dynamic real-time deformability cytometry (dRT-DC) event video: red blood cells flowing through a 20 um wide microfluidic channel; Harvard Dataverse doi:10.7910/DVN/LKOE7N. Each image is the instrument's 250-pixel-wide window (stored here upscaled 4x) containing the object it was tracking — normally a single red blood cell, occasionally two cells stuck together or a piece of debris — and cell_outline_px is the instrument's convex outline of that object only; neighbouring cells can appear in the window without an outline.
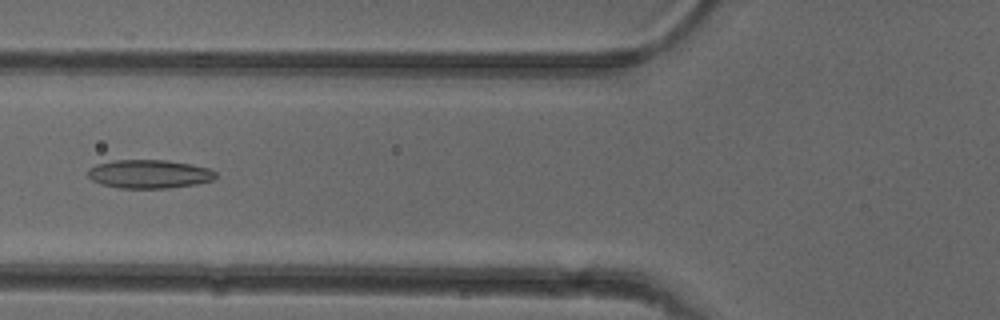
{"species": "common noctule bat (a hibernating species)", "species_latin": "Nyctalus noctula", "temperature_condition": "cold", "stored_images_in_passage": 35, "camera_frame_rate_fps": 3000, "um_per_image_px": 0.085, "animal": {"sex": "female"}, "frame": {"image": 1, "passage_image": 7, "time_ms": 2.0, "image_size_px": [1000, 320], "cell_outline_px": [[216, 180], [196, 184], [168, 188], [120, 188], [100, 184], [92, 180], [88, 176], [88, 168], [96, 164], [116, 160], [168, 160], [192, 164], [208, 168], [216, 172]], "centroid_in_image_um": [12.7, 14.79], "position_along_channel_um": 113.1, "area_um2": 21.44}}
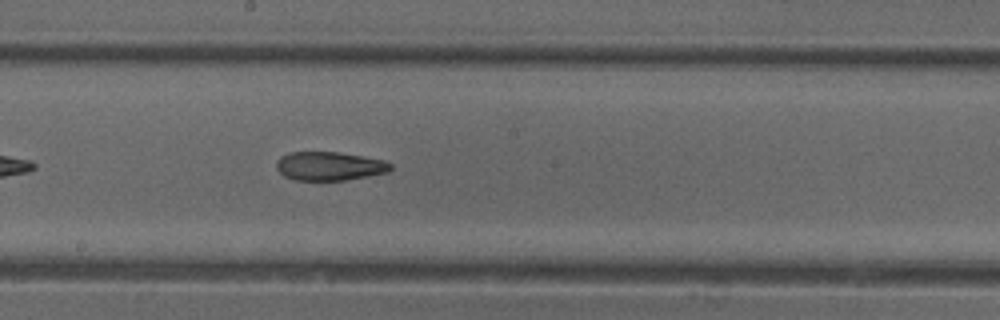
{"frame": {"image": 2, "passage_image": 15, "time_ms": 4.667, "image_size_px": [1000, 320], "cell_outline_px": [[392, 168], [388, 172], [368, 176], [344, 180], [296, 180], [284, 176], [276, 168], [276, 164], [280, 156], [288, 152], [336, 152], [384, 160], [392, 164]], "centroid_in_image_um": [27.98, 14.12], "position_along_channel_um": 220.2, "area_um2": 19.02}}
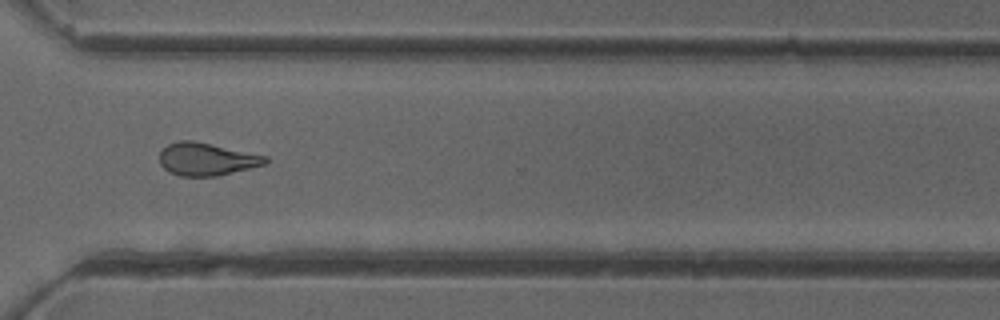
{"frame": {"image": 3, "passage_image": 25, "time_ms": 8.0, "image_size_px": [1000, 320], "cell_outline_px": [[268, 164], [216, 176], [180, 176], [168, 172], [160, 164], [160, 152], [168, 144], [180, 140], [192, 140], [268, 156]], "centroid_in_image_um": [17.57, 13.53], "position_along_channel_um": 353.0, "area_um2": 20.17}, "authors_computed_cell_mechanics": {"area_um2": 20.1722, "velocity_mm_per_s": 4.0005, "shape_relaxation_time_tau1_ms": null, "shape_relaxation_time_tau2_ms": 4.626, "deformation_change_tau1": null, "deformation_change_tau2": 0.1329}}